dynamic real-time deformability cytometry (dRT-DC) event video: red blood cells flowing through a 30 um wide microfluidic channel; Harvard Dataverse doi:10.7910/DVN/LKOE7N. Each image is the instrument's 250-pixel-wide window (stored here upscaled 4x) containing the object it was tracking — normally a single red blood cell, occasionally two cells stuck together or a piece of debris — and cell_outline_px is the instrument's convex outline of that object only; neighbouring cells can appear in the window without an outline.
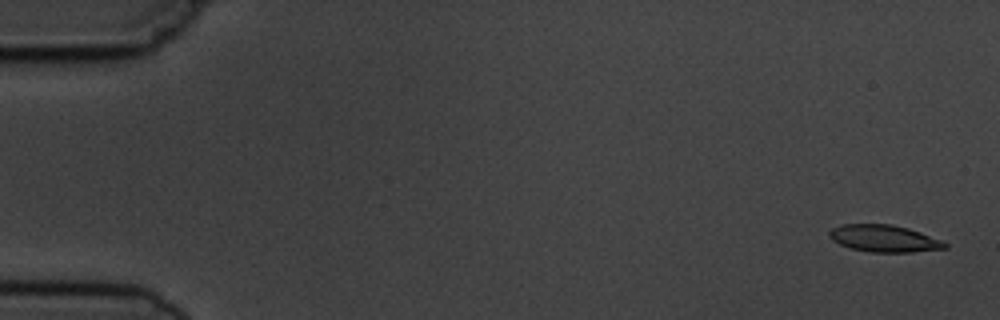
{"species": "common noctule bat (a hibernating species)", "species_latin": "Nyctalus noctula", "temperature_condition": "cold", "stored_images_in_passage": 5, "camera_frame_rate_fps": 3000, "um_per_image_px": 0.085, "animal": {"sex": "male", "body_mass_g": 19.5, "forearm_length_mm": 54.6}, "frame": {"image": 1, "passage_image": 1, "time_ms": 0.0, "image_size_px": [1000, 320], "cell_outline_px": [[948, 248], [912, 252], [868, 252], [852, 248], [840, 244], [832, 240], [828, 236], [828, 232], [832, 228], [840, 224], [892, 224], [908, 228], [944, 240], [948, 244]], "centroid_in_image_um": [75.17, 20.26], "position_along_channel_um": 9.8, "area_um2": 18.38}}
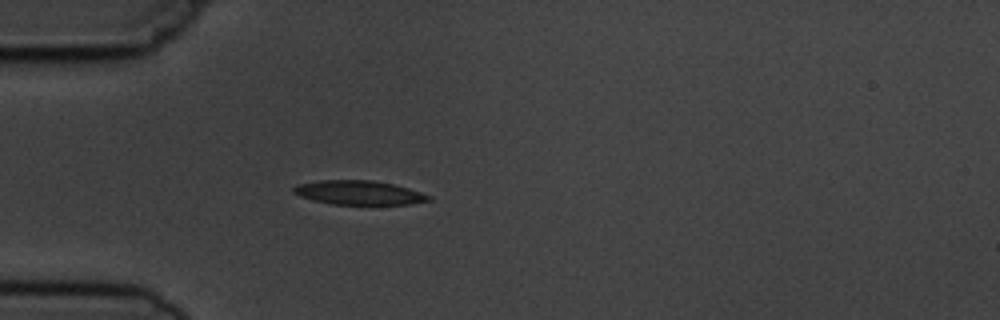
{"frame": {"image": 2, "passage_image": 5, "time_ms": 4.667, "image_size_px": [1000, 320], "cell_outline_px": [[432, 200], [408, 204], [332, 204], [312, 200], [300, 196], [292, 192], [292, 188], [296, 184], [320, 180], [372, 180], [392, 184], [408, 188], [432, 196]], "centroid_in_image_um": [30.47, 16.37], "position_along_channel_um": 54.5, "area_um2": 18.96}}